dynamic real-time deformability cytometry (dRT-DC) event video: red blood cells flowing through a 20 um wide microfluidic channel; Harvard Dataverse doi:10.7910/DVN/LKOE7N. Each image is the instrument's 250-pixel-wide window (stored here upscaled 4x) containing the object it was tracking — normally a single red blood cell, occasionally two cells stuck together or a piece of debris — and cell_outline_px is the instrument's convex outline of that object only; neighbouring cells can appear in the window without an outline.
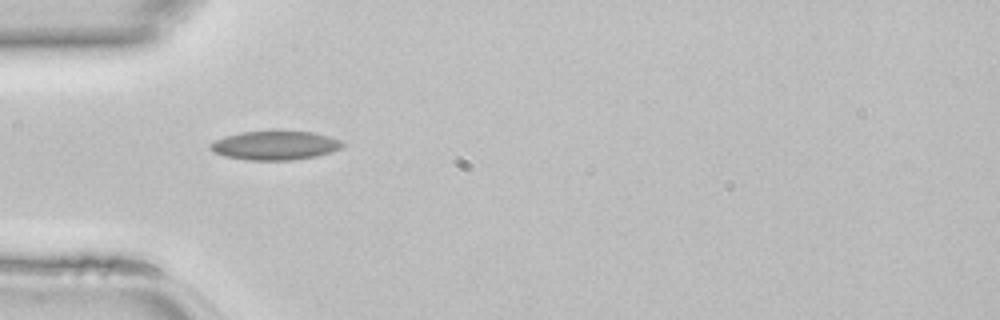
{"species": "common noctule bat (a hibernating species)", "species_latin": "Nyctalus noctula", "temperature_condition": "room temperature", "stored_images_in_passage": 28, "camera_frame_rate_fps": 3000, "um_per_image_px": 0.085, "animal": {"sex": "female", "body_mass_g": 22.7, "forearm_length_mm": 54.2}, "frame": {"image": 1, "passage_image": 1, "time_ms": 0.0, "image_size_px": [1000, 320], "cell_outline_px": [[344, 144], [340, 148], [332, 152], [316, 156], [292, 160], [248, 160], [224, 156], [212, 152], [208, 148], [208, 144], [224, 136], [244, 132], [312, 132], [328, 136], [340, 140]], "centroid_in_image_um": [23.34, 12.38], "position_along_channel_um": 61.7, "area_um2": 22.08}}
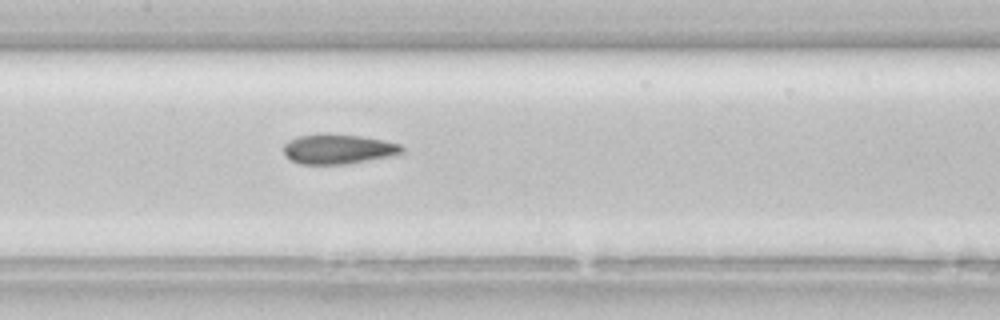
{"frame": {"image": 2, "passage_image": 9, "time_ms": 2.667, "image_size_px": [1000, 320], "cell_outline_px": [[404, 152], [392, 156], [344, 164], [300, 164], [284, 156], [284, 144], [300, 136], [360, 136], [384, 140], [400, 144], [404, 148]], "centroid_in_image_um": [28.8, 12.71], "position_along_channel_um": 178.6, "area_um2": 19.77}}